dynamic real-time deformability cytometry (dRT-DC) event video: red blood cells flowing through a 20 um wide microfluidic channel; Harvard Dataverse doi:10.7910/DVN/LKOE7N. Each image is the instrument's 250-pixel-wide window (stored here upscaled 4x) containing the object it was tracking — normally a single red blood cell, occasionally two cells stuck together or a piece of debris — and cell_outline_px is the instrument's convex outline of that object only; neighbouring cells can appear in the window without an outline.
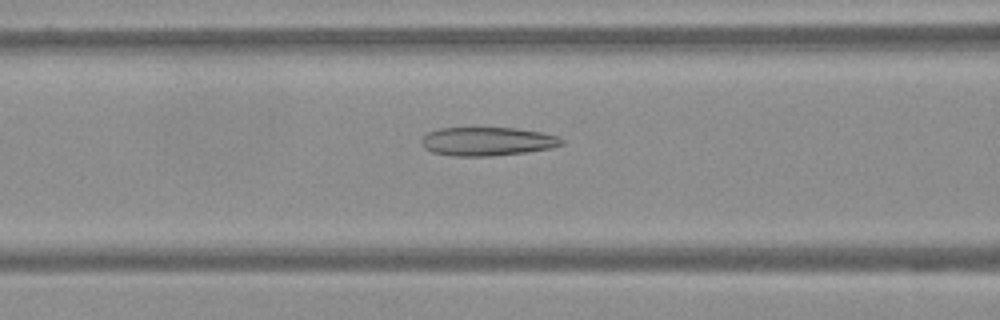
{"species": "Egyptian fruit bat (a non-hibernating species)", "species_latin": "Rousettus aegyptiacus", "temperature_condition": "warm", "stored_images_in_passage": 62, "camera_frame_rate_fps": 3000, "um_per_image_px": 0.085, "frame": {"image": 1, "passage_image": 26, "time_ms": 8.333, "image_size_px": [1000, 320], "cell_outline_px": [[564, 144], [552, 148], [524, 152], [492, 156], [452, 156], [432, 152], [424, 148], [420, 144], [420, 140], [428, 132], [440, 128], [516, 128], [540, 132], [556, 136], [564, 140]], "centroid_in_image_um": [41.39, 12.02], "position_along_channel_um": 125.2, "area_um2": 23.41}}
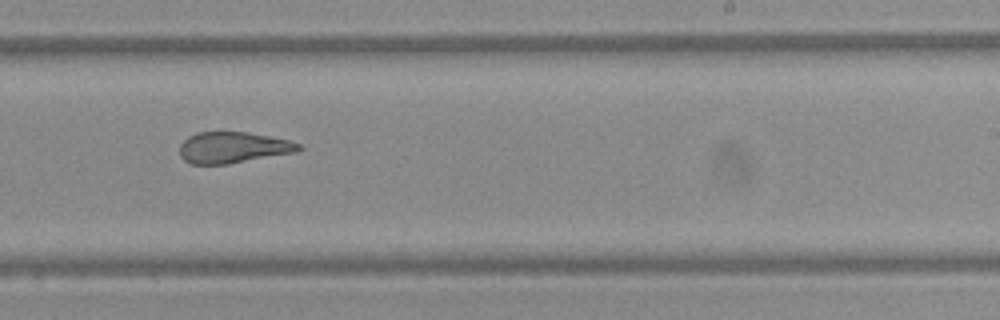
{"frame": {"image": 2, "passage_image": 39, "time_ms": 12.667, "image_size_px": [1000, 320], "cell_outline_px": [[304, 148], [296, 152], [228, 164], [192, 164], [184, 160], [180, 156], [180, 144], [188, 136], [196, 132], [248, 132], [288, 140], [300, 144]], "centroid_in_image_um": [19.8, 12.54], "position_along_channel_um": 269.2, "area_um2": 21.62}}
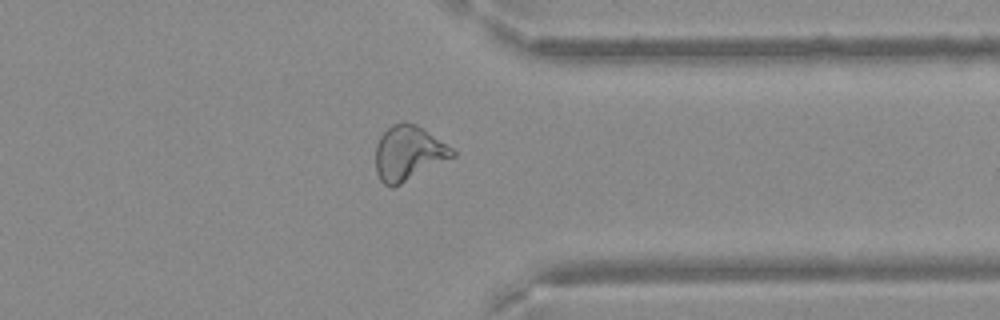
{"frame": {"image": 3, "passage_image": 49, "time_ms": 16.0, "image_size_px": [1000, 320], "cell_outline_px": [[456, 156], [392, 188], [384, 184], [380, 180], [376, 172], [376, 144], [380, 136], [392, 124], [404, 120], [416, 124], [452, 148], [456, 152]], "centroid_in_image_um": [34.7, 13.01], "position_along_channel_um": 376.7, "area_um2": 24.45}}